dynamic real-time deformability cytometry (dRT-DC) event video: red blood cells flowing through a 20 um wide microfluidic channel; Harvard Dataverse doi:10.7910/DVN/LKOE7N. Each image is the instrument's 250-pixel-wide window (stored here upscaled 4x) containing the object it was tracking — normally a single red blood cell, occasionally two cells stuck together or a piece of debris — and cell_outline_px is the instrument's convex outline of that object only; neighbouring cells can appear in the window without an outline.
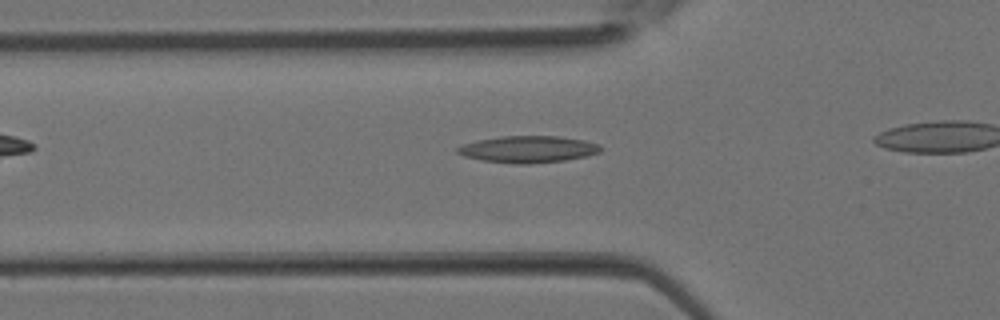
{"species": "Egyptian fruit bat (a non-hibernating species)", "species_latin": "Rousettus aegyptiacus", "temperature_condition": "room temperature", "stored_images_in_passage": 24, "camera_frame_rate_fps": 3000, "um_per_image_px": 0.085, "animal": {"sex": "female"}, "frame": {"image": 1, "passage_image": 7, "time_ms": 2.0, "image_size_px": [1000, 320], "cell_outline_px": [[604, 148], [600, 152], [588, 156], [564, 160], [528, 164], [520, 164], [480, 160], [464, 156], [456, 152], [456, 148], [464, 144], [476, 140], [500, 136], [560, 136], [584, 140], [600, 144]], "centroid_in_image_um": [44.92, 12.68], "position_along_channel_um": 80.9, "area_um2": 22.48}}
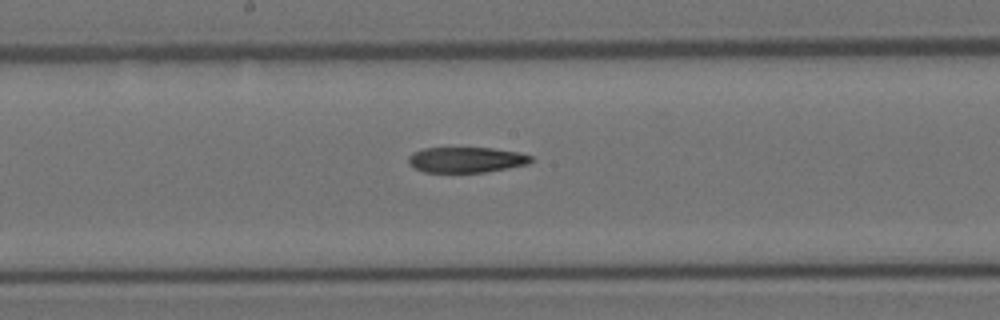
{"frame": {"image": 2, "passage_image": 14, "time_ms": 4.333, "image_size_px": [1000, 320], "cell_outline_px": [[532, 160], [528, 164], [508, 168], [484, 172], [424, 172], [408, 164], [408, 156], [412, 152], [424, 148], [492, 148], [520, 152], [532, 156]], "centroid_in_image_um": [39.62, 13.57], "position_along_channel_um": 208.6, "area_um2": 18.26}}
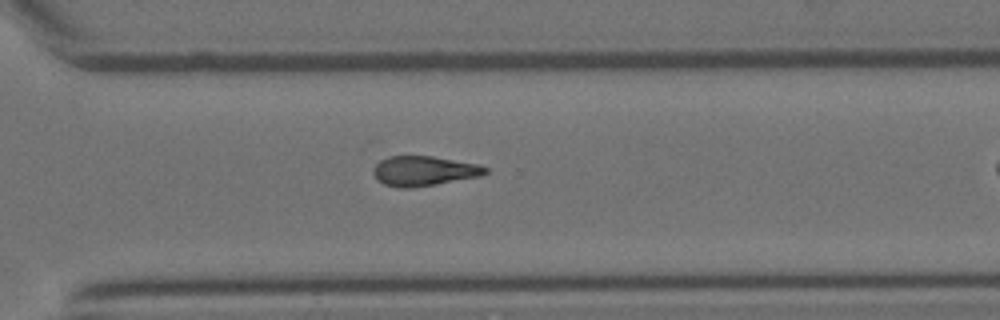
{"frame": {"image": 3, "passage_image": 21, "time_ms": 6.667, "image_size_px": [1000, 320], "cell_outline_px": [[488, 172], [480, 176], [436, 184], [412, 188], [396, 188], [384, 184], [376, 180], [372, 172], [372, 168], [380, 160], [388, 156], [432, 156], [476, 164], [488, 168]], "centroid_in_image_um": [35.97, 14.54], "position_along_channel_um": 334.6, "area_um2": 19.54}}